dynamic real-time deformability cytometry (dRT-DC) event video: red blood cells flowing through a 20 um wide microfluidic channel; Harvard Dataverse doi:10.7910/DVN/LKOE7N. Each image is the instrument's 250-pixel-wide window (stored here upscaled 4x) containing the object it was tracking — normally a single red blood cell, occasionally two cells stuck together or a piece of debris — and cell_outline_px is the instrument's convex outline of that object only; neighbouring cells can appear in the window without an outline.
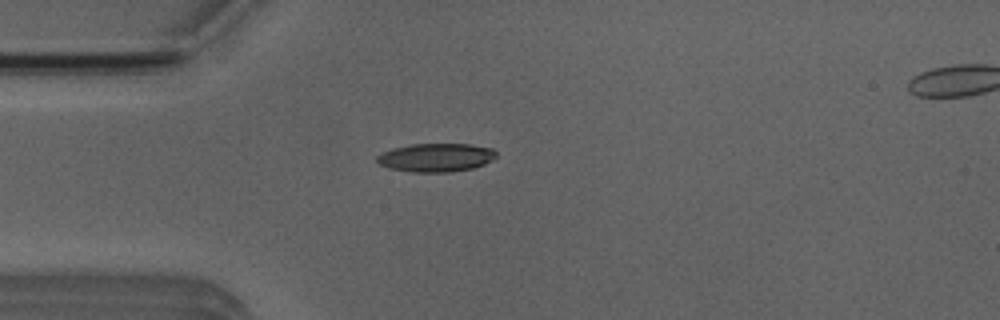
{"species": "Egyptian fruit bat (a non-hibernating species)", "species_latin": "Rousettus aegyptiacus", "temperature_condition": "room temperature", "stored_images_in_passage": 5, "camera_frame_rate_fps": 3000, "um_per_image_px": 0.085, "animal": {"sex": "male"}, "frame": {"image": 1, "passage_image": 4, "time_ms": 4.333, "image_size_px": [1000, 320], "cell_outline_px": [[496, 156], [492, 160], [484, 164], [472, 168], [448, 172], [412, 172], [388, 168], [380, 164], [376, 160], [376, 156], [392, 148], [412, 144], [468, 144], [492, 148], [496, 152]], "centroid_in_image_um": [37.05, 13.39], "position_along_channel_um": 48.0, "area_um2": 19.71}}